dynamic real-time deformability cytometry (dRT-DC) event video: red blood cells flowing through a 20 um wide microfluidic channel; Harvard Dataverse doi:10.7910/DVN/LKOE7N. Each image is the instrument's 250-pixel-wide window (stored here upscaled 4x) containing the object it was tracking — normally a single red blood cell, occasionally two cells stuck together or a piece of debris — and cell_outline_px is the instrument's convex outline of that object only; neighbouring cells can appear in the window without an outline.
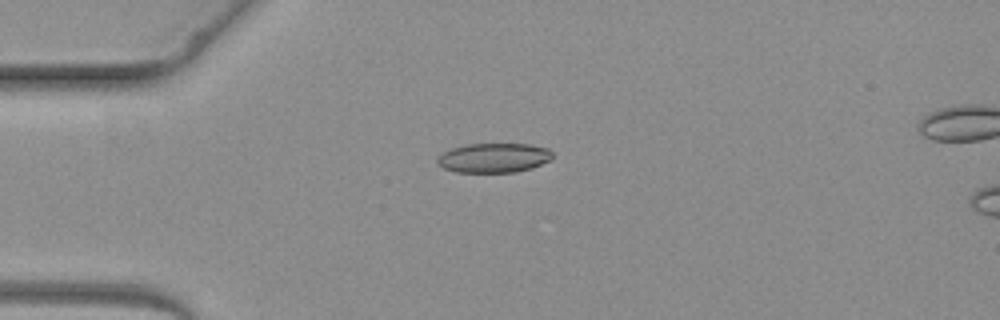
{"species": "common noctule bat (a hibernating species)", "species_latin": "Nyctalus noctula", "temperature_condition": "warm", "stored_images_in_passage": 4, "camera_frame_rate_fps": 3000, "um_per_image_px": 0.085, "animal": {"sex": "female", "body_mass_g": 19.3, "forearm_length_mm": 54.1}, "frame": {"image": 1, "passage_image": 3, "time_ms": 3.0, "image_size_px": [1000, 320], "cell_outline_px": [[552, 160], [532, 168], [516, 172], [456, 172], [444, 168], [436, 160], [444, 152], [452, 148], [464, 144], [528, 144], [548, 148], [552, 152]], "centroid_in_image_um": [42.01, 13.41], "position_along_channel_um": 43.0, "area_um2": 19.77}}